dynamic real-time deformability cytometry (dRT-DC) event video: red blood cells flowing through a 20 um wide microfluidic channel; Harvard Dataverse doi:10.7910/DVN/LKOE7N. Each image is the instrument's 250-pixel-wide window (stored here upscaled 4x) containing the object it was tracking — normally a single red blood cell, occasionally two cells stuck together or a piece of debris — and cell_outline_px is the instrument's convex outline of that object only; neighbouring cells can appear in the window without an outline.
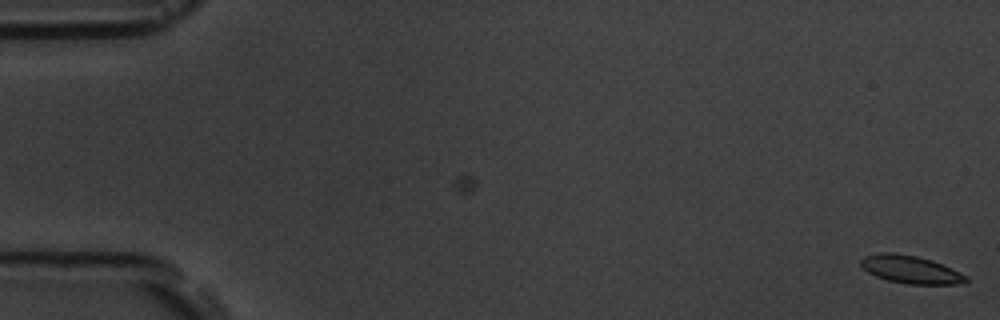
{"species": "common noctule bat (a hibernating species)", "species_latin": "Nyctalus noctula", "temperature_condition": "room temperature", "stored_images_in_passage": 5, "camera_frame_rate_fps": 3000, "um_per_image_px": 0.085, "animal": {"sex": "male", "body_mass_g": 19.5, "forearm_length_mm": 54.6}, "frame": {"image": 1, "passage_image": 5, "time_ms": 1.333, "image_size_px": [1000, 320], "cell_outline_px": [[968, 280], [964, 284], [908, 284], [888, 280], [876, 276], [868, 272], [860, 264], [860, 260], [864, 256], [876, 252], [896, 252], [916, 256], [932, 260], [952, 268], [968, 276]], "centroid_in_image_um": [77.41, 22.89], "position_along_channel_um": 7.6, "area_um2": 17.22}}